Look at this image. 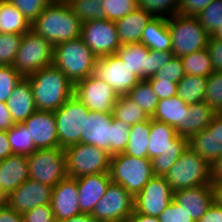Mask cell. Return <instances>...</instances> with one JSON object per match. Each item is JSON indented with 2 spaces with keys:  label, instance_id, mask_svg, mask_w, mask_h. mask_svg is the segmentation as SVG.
I'll return each mask as SVG.
<instances>
[{
  "label": "cell",
  "instance_id": "1",
  "mask_svg": "<svg viewBox=\"0 0 222 222\" xmlns=\"http://www.w3.org/2000/svg\"><path fill=\"white\" fill-rule=\"evenodd\" d=\"M189 146V139L179 136L167 123L151 119L148 158L153 174L165 176Z\"/></svg>",
  "mask_w": 222,
  "mask_h": 222
},
{
  "label": "cell",
  "instance_id": "2",
  "mask_svg": "<svg viewBox=\"0 0 222 222\" xmlns=\"http://www.w3.org/2000/svg\"><path fill=\"white\" fill-rule=\"evenodd\" d=\"M31 85L37 110L56 111L74 93V85L54 65L44 67L26 77Z\"/></svg>",
  "mask_w": 222,
  "mask_h": 222
},
{
  "label": "cell",
  "instance_id": "3",
  "mask_svg": "<svg viewBox=\"0 0 222 222\" xmlns=\"http://www.w3.org/2000/svg\"><path fill=\"white\" fill-rule=\"evenodd\" d=\"M31 29L54 46L81 36V22L69 4L49 3Z\"/></svg>",
  "mask_w": 222,
  "mask_h": 222
},
{
  "label": "cell",
  "instance_id": "4",
  "mask_svg": "<svg viewBox=\"0 0 222 222\" xmlns=\"http://www.w3.org/2000/svg\"><path fill=\"white\" fill-rule=\"evenodd\" d=\"M97 60L98 57L81 36L54 46L53 65L60 69L73 85L94 73Z\"/></svg>",
  "mask_w": 222,
  "mask_h": 222
},
{
  "label": "cell",
  "instance_id": "5",
  "mask_svg": "<svg viewBox=\"0 0 222 222\" xmlns=\"http://www.w3.org/2000/svg\"><path fill=\"white\" fill-rule=\"evenodd\" d=\"M111 181L123 186L134 198L154 176L149 158H136L119 153L111 156Z\"/></svg>",
  "mask_w": 222,
  "mask_h": 222
},
{
  "label": "cell",
  "instance_id": "6",
  "mask_svg": "<svg viewBox=\"0 0 222 222\" xmlns=\"http://www.w3.org/2000/svg\"><path fill=\"white\" fill-rule=\"evenodd\" d=\"M164 178L168 181L173 192L212 183L210 164L189 146Z\"/></svg>",
  "mask_w": 222,
  "mask_h": 222
},
{
  "label": "cell",
  "instance_id": "7",
  "mask_svg": "<svg viewBox=\"0 0 222 222\" xmlns=\"http://www.w3.org/2000/svg\"><path fill=\"white\" fill-rule=\"evenodd\" d=\"M54 45L30 29L24 33L12 66L24 78L53 65Z\"/></svg>",
  "mask_w": 222,
  "mask_h": 222
},
{
  "label": "cell",
  "instance_id": "8",
  "mask_svg": "<svg viewBox=\"0 0 222 222\" xmlns=\"http://www.w3.org/2000/svg\"><path fill=\"white\" fill-rule=\"evenodd\" d=\"M167 24L172 40L171 51L175 56L182 57L208 45L210 35L197 17L177 14L167 19Z\"/></svg>",
  "mask_w": 222,
  "mask_h": 222
},
{
  "label": "cell",
  "instance_id": "9",
  "mask_svg": "<svg viewBox=\"0 0 222 222\" xmlns=\"http://www.w3.org/2000/svg\"><path fill=\"white\" fill-rule=\"evenodd\" d=\"M27 158L32 180L54 187L68 177L65 151L61 147L36 149Z\"/></svg>",
  "mask_w": 222,
  "mask_h": 222
},
{
  "label": "cell",
  "instance_id": "10",
  "mask_svg": "<svg viewBox=\"0 0 222 222\" xmlns=\"http://www.w3.org/2000/svg\"><path fill=\"white\" fill-rule=\"evenodd\" d=\"M68 177L109 172L111 155L94 145L78 143L64 149Z\"/></svg>",
  "mask_w": 222,
  "mask_h": 222
},
{
  "label": "cell",
  "instance_id": "11",
  "mask_svg": "<svg viewBox=\"0 0 222 222\" xmlns=\"http://www.w3.org/2000/svg\"><path fill=\"white\" fill-rule=\"evenodd\" d=\"M89 112L90 110L74 95L54 111L59 147L65 149L81 143L82 126L85 115Z\"/></svg>",
  "mask_w": 222,
  "mask_h": 222
},
{
  "label": "cell",
  "instance_id": "12",
  "mask_svg": "<svg viewBox=\"0 0 222 222\" xmlns=\"http://www.w3.org/2000/svg\"><path fill=\"white\" fill-rule=\"evenodd\" d=\"M134 200L123 186L111 182L91 215L99 222H125L134 211Z\"/></svg>",
  "mask_w": 222,
  "mask_h": 222
},
{
  "label": "cell",
  "instance_id": "13",
  "mask_svg": "<svg viewBox=\"0 0 222 222\" xmlns=\"http://www.w3.org/2000/svg\"><path fill=\"white\" fill-rule=\"evenodd\" d=\"M73 95L90 111L111 112L119 98L116 91L106 82L91 74L74 84Z\"/></svg>",
  "mask_w": 222,
  "mask_h": 222
},
{
  "label": "cell",
  "instance_id": "14",
  "mask_svg": "<svg viewBox=\"0 0 222 222\" xmlns=\"http://www.w3.org/2000/svg\"><path fill=\"white\" fill-rule=\"evenodd\" d=\"M81 37L98 58L115 54L121 46L116 23L108 19L81 24Z\"/></svg>",
  "mask_w": 222,
  "mask_h": 222
},
{
  "label": "cell",
  "instance_id": "15",
  "mask_svg": "<svg viewBox=\"0 0 222 222\" xmlns=\"http://www.w3.org/2000/svg\"><path fill=\"white\" fill-rule=\"evenodd\" d=\"M93 74L109 84L118 96L127 95L141 81L116 54L98 58Z\"/></svg>",
  "mask_w": 222,
  "mask_h": 222
},
{
  "label": "cell",
  "instance_id": "16",
  "mask_svg": "<svg viewBox=\"0 0 222 222\" xmlns=\"http://www.w3.org/2000/svg\"><path fill=\"white\" fill-rule=\"evenodd\" d=\"M134 199L137 213L158 217L173 200V190L164 176L154 175Z\"/></svg>",
  "mask_w": 222,
  "mask_h": 222
},
{
  "label": "cell",
  "instance_id": "17",
  "mask_svg": "<svg viewBox=\"0 0 222 222\" xmlns=\"http://www.w3.org/2000/svg\"><path fill=\"white\" fill-rule=\"evenodd\" d=\"M52 188L29 178L6 197V204L23 214L35 207L51 204Z\"/></svg>",
  "mask_w": 222,
  "mask_h": 222
},
{
  "label": "cell",
  "instance_id": "18",
  "mask_svg": "<svg viewBox=\"0 0 222 222\" xmlns=\"http://www.w3.org/2000/svg\"><path fill=\"white\" fill-rule=\"evenodd\" d=\"M23 124L36 149L59 147L56 119L53 111L37 110Z\"/></svg>",
  "mask_w": 222,
  "mask_h": 222
},
{
  "label": "cell",
  "instance_id": "19",
  "mask_svg": "<svg viewBox=\"0 0 222 222\" xmlns=\"http://www.w3.org/2000/svg\"><path fill=\"white\" fill-rule=\"evenodd\" d=\"M51 207L56 222L81 214L76 178L66 177L52 188Z\"/></svg>",
  "mask_w": 222,
  "mask_h": 222
},
{
  "label": "cell",
  "instance_id": "20",
  "mask_svg": "<svg viewBox=\"0 0 222 222\" xmlns=\"http://www.w3.org/2000/svg\"><path fill=\"white\" fill-rule=\"evenodd\" d=\"M112 119L111 112L90 111L85 115L81 143L94 145L110 153Z\"/></svg>",
  "mask_w": 222,
  "mask_h": 222
},
{
  "label": "cell",
  "instance_id": "21",
  "mask_svg": "<svg viewBox=\"0 0 222 222\" xmlns=\"http://www.w3.org/2000/svg\"><path fill=\"white\" fill-rule=\"evenodd\" d=\"M78 185L79 209L91 214L97 202L105 195L112 182L109 172L84 175L76 178Z\"/></svg>",
  "mask_w": 222,
  "mask_h": 222
},
{
  "label": "cell",
  "instance_id": "22",
  "mask_svg": "<svg viewBox=\"0 0 222 222\" xmlns=\"http://www.w3.org/2000/svg\"><path fill=\"white\" fill-rule=\"evenodd\" d=\"M173 200L196 222L213 204L212 184L175 191Z\"/></svg>",
  "mask_w": 222,
  "mask_h": 222
},
{
  "label": "cell",
  "instance_id": "23",
  "mask_svg": "<svg viewBox=\"0 0 222 222\" xmlns=\"http://www.w3.org/2000/svg\"><path fill=\"white\" fill-rule=\"evenodd\" d=\"M28 179L27 156L12 154L0 161V191L5 197Z\"/></svg>",
  "mask_w": 222,
  "mask_h": 222
},
{
  "label": "cell",
  "instance_id": "24",
  "mask_svg": "<svg viewBox=\"0 0 222 222\" xmlns=\"http://www.w3.org/2000/svg\"><path fill=\"white\" fill-rule=\"evenodd\" d=\"M6 105L15 124L23 123L37 111L32 88L27 78H23L15 86Z\"/></svg>",
  "mask_w": 222,
  "mask_h": 222
},
{
  "label": "cell",
  "instance_id": "25",
  "mask_svg": "<svg viewBox=\"0 0 222 222\" xmlns=\"http://www.w3.org/2000/svg\"><path fill=\"white\" fill-rule=\"evenodd\" d=\"M186 104L177 95L158 101L156 110L151 119L167 123L172 126L179 136L184 137V117L188 111Z\"/></svg>",
  "mask_w": 222,
  "mask_h": 222
},
{
  "label": "cell",
  "instance_id": "26",
  "mask_svg": "<svg viewBox=\"0 0 222 222\" xmlns=\"http://www.w3.org/2000/svg\"><path fill=\"white\" fill-rule=\"evenodd\" d=\"M151 18L148 12L137 8L117 20L115 23L121 45L140 42L143 30Z\"/></svg>",
  "mask_w": 222,
  "mask_h": 222
},
{
  "label": "cell",
  "instance_id": "27",
  "mask_svg": "<svg viewBox=\"0 0 222 222\" xmlns=\"http://www.w3.org/2000/svg\"><path fill=\"white\" fill-rule=\"evenodd\" d=\"M189 147L209 164L219 157L217 113L206 129L197 132L189 139Z\"/></svg>",
  "mask_w": 222,
  "mask_h": 222
},
{
  "label": "cell",
  "instance_id": "28",
  "mask_svg": "<svg viewBox=\"0 0 222 222\" xmlns=\"http://www.w3.org/2000/svg\"><path fill=\"white\" fill-rule=\"evenodd\" d=\"M140 42L151 50L161 52L171 50L172 40L167 19L152 17L143 30Z\"/></svg>",
  "mask_w": 222,
  "mask_h": 222
},
{
  "label": "cell",
  "instance_id": "29",
  "mask_svg": "<svg viewBox=\"0 0 222 222\" xmlns=\"http://www.w3.org/2000/svg\"><path fill=\"white\" fill-rule=\"evenodd\" d=\"M148 51L149 49L146 46L138 42L121 45L115 54L129 66L141 80H146L148 79Z\"/></svg>",
  "mask_w": 222,
  "mask_h": 222
},
{
  "label": "cell",
  "instance_id": "30",
  "mask_svg": "<svg viewBox=\"0 0 222 222\" xmlns=\"http://www.w3.org/2000/svg\"><path fill=\"white\" fill-rule=\"evenodd\" d=\"M216 112L204 101L190 104L184 117V138L190 139L194 134L206 129Z\"/></svg>",
  "mask_w": 222,
  "mask_h": 222
},
{
  "label": "cell",
  "instance_id": "31",
  "mask_svg": "<svg viewBox=\"0 0 222 222\" xmlns=\"http://www.w3.org/2000/svg\"><path fill=\"white\" fill-rule=\"evenodd\" d=\"M31 29V24L8 0H0V33L24 34Z\"/></svg>",
  "mask_w": 222,
  "mask_h": 222
},
{
  "label": "cell",
  "instance_id": "32",
  "mask_svg": "<svg viewBox=\"0 0 222 222\" xmlns=\"http://www.w3.org/2000/svg\"><path fill=\"white\" fill-rule=\"evenodd\" d=\"M151 129V117L130 127L129 142L124 151L136 158H148V143Z\"/></svg>",
  "mask_w": 222,
  "mask_h": 222
},
{
  "label": "cell",
  "instance_id": "33",
  "mask_svg": "<svg viewBox=\"0 0 222 222\" xmlns=\"http://www.w3.org/2000/svg\"><path fill=\"white\" fill-rule=\"evenodd\" d=\"M207 87V77L185 75L177 83V96L186 104H194L204 101Z\"/></svg>",
  "mask_w": 222,
  "mask_h": 222
},
{
  "label": "cell",
  "instance_id": "34",
  "mask_svg": "<svg viewBox=\"0 0 222 222\" xmlns=\"http://www.w3.org/2000/svg\"><path fill=\"white\" fill-rule=\"evenodd\" d=\"M113 118L130 126L148 120L150 117L127 95L119 96L112 111Z\"/></svg>",
  "mask_w": 222,
  "mask_h": 222
},
{
  "label": "cell",
  "instance_id": "35",
  "mask_svg": "<svg viewBox=\"0 0 222 222\" xmlns=\"http://www.w3.org/2000/svg\"><path fill=\"white\" fill-rule=\"evenodd\" d=\"M186 75L208 77L213 72L207 49H201L180 57Z\"/></svg>",
  "mask_w": 222,
  "mask_h": 222
},
{
  "label": "cell",
  "instance_id": "36",
  "mask_svg": "<svg viewBox=\"0 0 222 222\" xmlns=\"http://www.w3.org/2000/svg\"><path fill=\"white\" fill-rule=\"evenodd\" d=\"M127 96L141 107L149 117L153 116L159 98L146 80H141L128 92Z\"/></svg>",
  "mask_w": 222,
  "mask_h": 222
},
{
  "label": "cell",
  "instance_id": "37",
  "mask_svg": "<svg viewBox=\"0 0 222 222\" xmlns=\"http://www.w3.org/2000/svg\"><path fill=\"white\" fill-rule=\"evenodd\" d=\"M8 141L13 154L29 156L36 148L30 139L27 128L23 123L14 124L8 131Z\"/></svg>",
  "mask_w": 222,
  "mask_h": 222
},
{
  "label": "cell",
  "instance_id": "38",
  "mask_svg": "<svg viewBox=\"0 0 222 222\" xmlns=\"http://www.w3.org/2000/svg\"><path fill=\"white\" fill-rule=\"evenodd\" d=\"M103 3L104 0H73L69 6L83 24L92 20L106 19Z\"/></svg>",
  "mask_w": 222,
  "mask_h": 222
},
{
  "label": "cell",
  "instance_id": "39",
  "mask_svg": "<svg viewBox=\"0 0 222 222\" xmlns=\"http://www.w3.org/2000/svg\"><path fill=\"white\" fill-rule=\"evenodd\" d=\"M136 1L138 8H141L145 12H148L152 17H160L164 19H169L172 16L177 15L180 5V0H136Z\"/></svg>",
  "mask_w": 222,
  "mask_h": 222
},
{
  "label": "cell",
  "instance_id": "40",
  "mask_svg": "<svg viewBox=\"0 0 222 222\" xmlns=\"http://www.w3.org/2000/svg\"><path fill=\"white\" fill-rule=\"evenodd\" d=\"M196 17L208 34L212 36L219 27H222V0H213Z\"/></svg>",
  "mask_w": 222,
  "mask_h": 222
},
{
  "label": "cell",
  "instance_id": "41",
  "mask_svg": "<svg viewBox=\"0 0 222 222\" xmlns=\"http://www.w3.org/2000/svg\"><path fill=\"white\" fill-rule=\"evenodd\" d=\"M204 102L216 113L222 112V72L213 71L207 77Z\"/></svg>",
  "mask_w": 222,
  "mask_h": 222
},
{
  "label": "cell",
  "instance_id": "42",
  "mask_svg": "<svg viewBox=\"0 0 222 222\" xmlns=\"http://www.w3.org/2000/svg\"><path fill=\"white\" fill-rule=\"evenodd\" d=\"M22 34L0 33V65H12L20 46Z\"/></svg>",
  "mask_w": 222,
  "mask_h": 222
},
{
  "label": "cell",
  "instance_id": "43",
  "mask_svg": "<svg viewBox=\"0 0 222 222\" xmlns=\"http://www.w3.org/2000/svg\"><path fill=\"white\" fill-rule=\"evenodd\" d=\"M130 125L124 123L121 120L115 118L112 119V134H111V146L110 155H116L124 153L127 143L129 142V130Z\"/></svg>",
  "mask_w": 222,
  "mask_h": 222
},
{
  "label": "cell",
  "instance_id": "44",
  "mask_svg": "<svg viewBox=\"0 0 222 222\" xmlns=\"http://www.w3.org/2000/svg\"><path fill=\"white\" fill-rule=\"evenodd\" d=\"M24 77L12 65H0V102H6Z\"/></svg>",
  "mask_w": 222,
  "mask_h": 222
},
{
  "label": "cell",
  "instance_id": "45",
  "mask_svg": "<svg viewBox=\"0 0 222 222\" xmlns=\"http://www.w3.org/2000/svg\"><path fill=\"white\" fill-rule=\"evenodd\" d=\"M106 19L116 22L138 8L136 0H104L102 5Z\"/></svg>",
  "mask_w": 222,
  "mask_h": 222
},
{
  "label": "cell",
  "instance_id": "46",
  "mask_svg": "<svg viewBox=\"0 0 222 222\" xmlns=\"http://www.w3.org/2000/svg\"><path fill=\"white\" fill-rule=\"evenodd\" d=\"M185 75L181 58L173 55L164 67L158 70L153 77L146 80H168L170 82L178 83Z\"/></svg>",
  "mask_w": 222,
  "mask_h": 222
},
{
  "label": "cell",
  "instance_id": "47",
  "mask_svg": "<svg viewBox=\"0 0 222 222\" xmlns=\"http://www.w3.org/2000/svg\"><path fill=\"white\" fill-rule=\"evenodd\" d=\"M32 24L50 3L49 0H8Z\"/></svg>",
  "mask_w": 222,
  "mask_h": 222
},
{
  "label": "cell",
  "instance_id": "48",
  "mask_svg": "<svg viewBox=\"0 0 222 222\" xmlns=\"http://www.w3.org/2000/svg\"><path fill=\"white\" fill-rule=\"evenodd\" d=\"M157 218L160 222H194L185 209L174 200Z\"/></svg>",
  "mask_w": 222,
  "mask_h": 222
},
{
  "label": "cell",
  "instance_id": "49",
  "mask_svg": "<svg viewBox=\"0 0 222 222\" xmlns=\"http://www.w3.org/2000/svg\"><path fill=\"white\" fill-rule=\"evenodd\" d=\"M173 52L171 50L167 51H155L149 49L148 58V79L153 77L155 73L166 65L173 57Z\"/></svg>",
  "mask_w": 222,
  "mask_h": 222
},
{
  "label": "cell",
  "instance_id": "50",
  "mask_svg": "<svg viewBox=\"0 0 222 222\" xmlns=\"http://www.w3.org/2000/svg\"><path fill=\"white\" fill-rule=\"evenodd\" d=\"M24 222H56L51 204L35 207L22 214Z\"/></svg>",
  "mask_w": 222,
  "mask_h": 222
},
{
  "label": "cell",
  "instance_id": "51",
  "mask_svg": "<svg viewBox=\"0 0 222 222\" xmlns=\"http://www.w3.org/2000/svg\"><path fill=\"white\" fill-rule=\"evenodd\" d=\"M152 87V90L156 93L159 100L167 99L177 95V83L170 82L168 80H146Z\"/></svg>",
  "mask_w": 222,
  "mask_h": 222
},
{
  "label": "cell",
  "instance_id": "52",
  "mask_svg": "<svg viewBox=\"0 0 222 222\" xmlns=\"http://www.w3.org/2000/svg\"><path fill=\"white\" fill-rule=\"evenodd\" d=\"M213 0H180L179 15L198 16Z\"/></svg>",
  "mask_w": 222,
  "mask_h": 222
},
{
  "label": "cell",
  "instance_id": "53",
  "mask_svg": "<svg viewBox=\"0 0 222 222\" xmlns=\"http://www.w3.org/2000/svg\"><path fill=\"white\" fill-rule=\"evenodd\" d=\"M206 49L211 58L213 71L222 72V40L210 36Z\"/></svg>",
  "mask_w": 222,
  "mask_h": 222
},
{
  "label": "cell",
  "instance_id": "54",
  "mask_svg": "<svg viewBox=\"0 0 222 222\" xmlns=\"http://www.w3.org/2000/svg\"><path fill=\"white\" fill-rule=\"evenodd\" d=\"M196 222H222V207L213 202L206 213Z\"/></svg>",
  "mask_w": 222,
  "mask_h": 222
},
{
  "label": "cell",
  "instance_id": "55",
  "mask_svg": "<svg viewBox=\"0 0 222 222\" xmlns=\"http://www.w3.org/2000/svg\"><path fill=\"white\" fill-rule=\"evenodd\" d=\"M0 222H24L21 213L16 212L5 204L0 208Z\"/></svg>",
  "mask_w": 222,
  "mask_h": 222
},
{
  "label": "cell",
  "instance_id": "56",
  "mask_svg": "<svg viewBox=\"0 0 222 222\" xmlns=\"http://www.w3.org/2000/svg\"><path fill=\"white\" fill-rule=\"evenodd\" d=\"M14 124L6 102H0V130L8 131Z\"/></svg>",
  "mask_w": 222,
  "mask_h": 222
},
{
  "label": "cell",
  "instance_id": "57",
  "mask_svg": "<svg viewBox=\"0 0 222 222\" xmlns=\"http://www.w3.org/2000/svg\"><path fill=\"white\" fill-rule=\"evenodd\" d=\"M210 177L212 183L222 182V155L210 163Z\"/></svg>",
  "mask_w": 222,
  "mask_h": 222
},
{
  "label": "cell",
  "instance_id": "58",
  "mask_svg": "<svg viewBox=\"0 0 222 222\" xmlns=\"http://www.w3.org/2000/svg\"><path fill=\"white\" fill-rule=\"evenodd\" d=\"M12 149L8 141L7 131L0 130V161L12 155Z\"/></svg>",
  "mask_w": 222,
  "mask_h": 222
},
{
  "label": "cell",
  "instance_id": "59",
  "mask_svg": "<svg viewBox=\"0 0 222 222\" xmlns=\"http://www.w3.org/2000/svg\"><path fill=\"white\" fill-rule=\"evenodd\" d=\"M125 222H160L157 217L137 213L135 210Z\"/></svg>",
  "mask_w": 222,
  "mask_h": 222
},
{
  "label": "cell",
  "instance_id": "60",
  "mask_svg": "<svg viewBox=\"0 0 222 222\" xmlns=\"http://www.w3.org/2000/svg\"><path fill=\"white\" fill-rule=\"evenodd\" d=\"M213 191V202L222 207V182L211 183Z\"/></svg>",
  "mask_w": 222,
  "mask_h": 222
},
{
  "label": "cell",
  "instance_id": "61",
  "mask_svg": "<svg viewBox=\"0 0 222 222\" xmlns=\"http://www.w3.org/2000/svg\"><path fill=\"white\" fill-rule=\"evenodd\" d=\"M61 222H99L95 220L91 214H78Z\"/></svg>",
  "mask_w": 222,
  "mask_h": 222
},
{
  "label": "cell",
  "instance_id": "62",
  "mask_svg": "<svg viewBox=\"0 0 222 222\" xmlns=\"http://www.w3.org/2000/svg\"><path fill=\"white\" fill-rule=\"evenodd\" d=\"M217 128L219 139V157L222 155V115L217 113Z\"/></svg>",
  "mask_w": 222,
  "mask_h": 222
},
{
  "label": "cell",
  "instance_id": "63",
  "mask_svg": "<svg viewBox=\"0 0 222 222\" xmlns=\"http://www.w3.org/2000/svg\"><path fill=\"white\" fill-rule=\"evenodd\" d=\"M211 37L222 40V27H219V29L216 30V32Z\"/></svg>",
  "mask_w": 222,
  "mask_h": 222
},
{
  "label": "cell",
  "instance_id": "64",
  "mask_svg": "<svg viewBox=\"0 0 222 222\" xmlns=\"http://www.w3.org/2000/svg\"><path fill=\"white\" fill-rule=\"evenodd\" d=\"M73 0H49L53 4H70Z\"/></svg>",
  "mask_w": 222,
  "mask_h": 222
},
{
  "label": "cell",
  "instance_id": "65",
  "mask_svg": "<svg viewBox=\"0 0 222 222\" xmlns=\"http://www.w3.org/2000/svg\"><path fill=\"white\" fill-rule=\"evenodd\" d=\"M6 204V197L4 194L0 191V208H2Z\"/></svg>",
  "mask_w": 222,
  "mask_h": 222
}]
</instances>
